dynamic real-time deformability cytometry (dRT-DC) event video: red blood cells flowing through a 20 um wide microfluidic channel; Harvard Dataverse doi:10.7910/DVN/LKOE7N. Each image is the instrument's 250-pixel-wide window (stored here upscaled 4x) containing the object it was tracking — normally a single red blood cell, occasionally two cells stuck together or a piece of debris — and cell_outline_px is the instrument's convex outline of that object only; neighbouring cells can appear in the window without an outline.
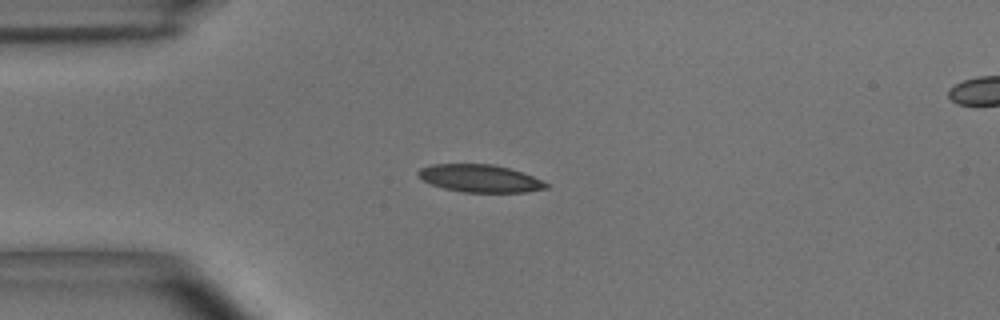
{"species": "common noctule bat (a hibernating species)", "species_latin": "Nyctalus noctula", "temperature_condition": "room temperature", "stored_images_in_passage": 6, "camera_frame_rate_fps": 3000, "um_per_image_px": 0.085, "animal": {"sex": "male", "body_mass_g": 15.6}, "frame": {"image": 1, "passage_image": 3, "time_ms": 0.667, "image_size_px": [1000, 320], "cell_outline_px": [[548, 188], [528, 192], [464, 192], [444, 188], [432, 184], [416, 176], [416, 172], [420, 168], [432, 164], [492, 164], [508, 168], [532, 176], [548, 184]], "centroid_in_image_um": [40.76, 15.16], "position_along_channel_um": 44.2, "area_um2": 20.4}}
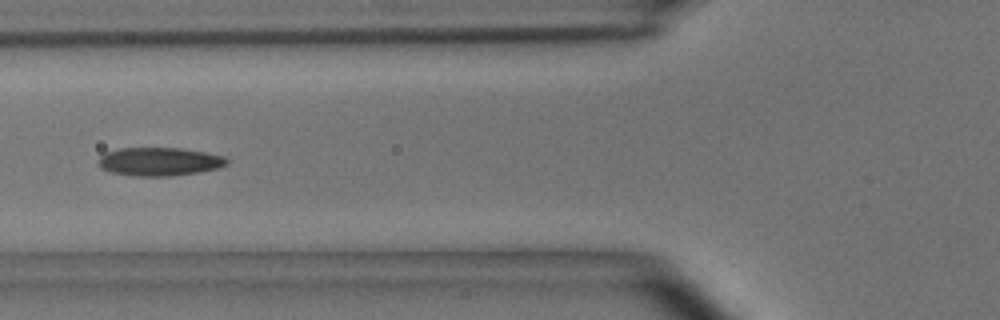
{"frame": {"image": 2, "passage_image": 5, "time_ms": 1.333, "image_size_px": [1000, 320], "cell_outline_px": [[228, 164], [220, 168], [200, 172], [172, 176], [136, 176], [112, 172], [100, 168], [96, 160], [104, 152], [120, 148], [180, 148], [204, 152], [224, 156], [228, 160]], "centroid_in_image_um": [13.54, 13.74], "position_along_channel_um": 112.3, "area_um2": 21.44}}